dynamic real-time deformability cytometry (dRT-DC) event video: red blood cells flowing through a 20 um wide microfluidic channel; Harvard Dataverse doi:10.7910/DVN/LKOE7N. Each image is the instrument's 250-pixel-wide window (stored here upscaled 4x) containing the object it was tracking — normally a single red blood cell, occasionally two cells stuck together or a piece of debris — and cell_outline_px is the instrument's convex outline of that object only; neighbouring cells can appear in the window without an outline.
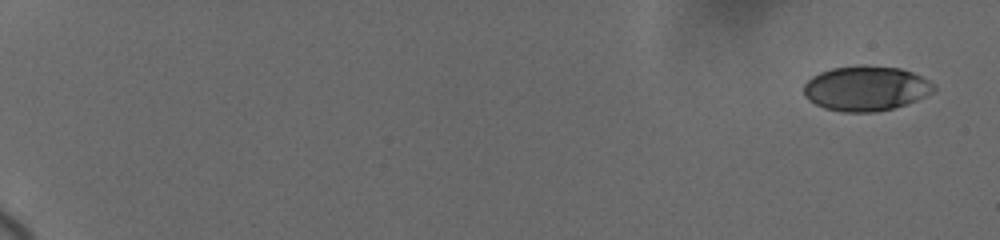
{"species": "human", "species_latin": "Homo sapiens", "temperature_condition": "cold", "stored_images_in_passage": 17, "camera_frame_rate_fps": 3000, "um_per_image_px": 0.085, "donor": {"sex": "female"}, "frame": {"image": 1, "passage_image": 1, "time_ms": 0.0, "image_size_px": [1000, 240], "cell_outline_px": [[936, 92], [916, 100], [892, 108], [872, 112], [844, 112], [824, 108], [808, 100], [804, 96], [804, 84], [812, 76], [820, 72], [832, 68], [864, 64], [900, 68], [912, 72], [936, 84]], "centroid_in_image_um": [73.61, 7.5], "position_along_channel_um": 11.4, "area_um2": 34.22}}
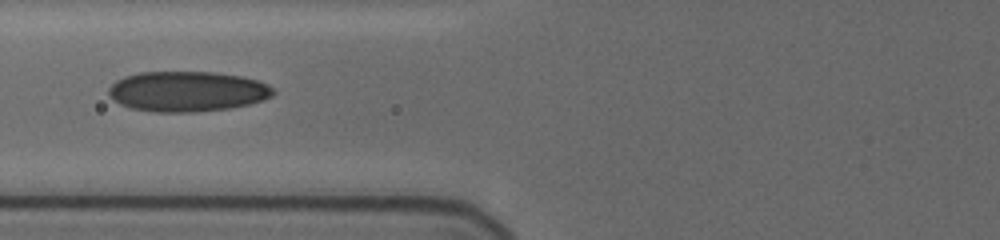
{"frame": {"image": 2, "passage_image": 10, "time_ms": 8.333, "image_size_px": [1000, 240], "cell_outline_px": [[276, 92], [272, 96], [248, 104], [232, 108], [196, 112], [156, 112], [132, 108], [120, 104], [108, 92], [108, 88], [116, 80], [124, 76], [140, 72], [216, 72], [240, 76], [256, 80], [268, 84]], "centroid_in_image_um": [15.92, 7.77], "position_along_channel_um": 109.9, "area_um2": 38.55}}
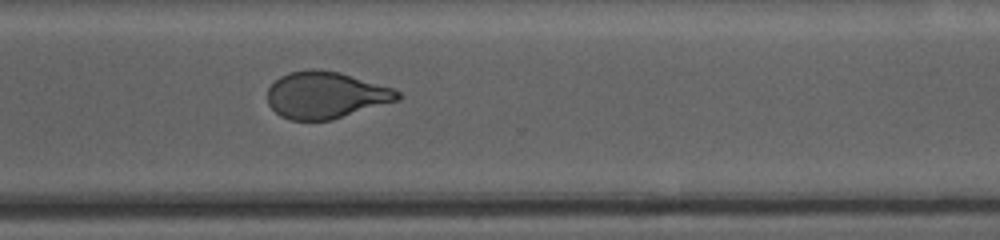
{"frame": {"image": 3, "passage_image": 17, "time_ms": 14.667, "image_size_px": [1000, 240], "cell_outline_px": [[404, 96], [400, 100], [332, 120], [292, 120], [280, 116], [268, 104], [268, 88], [280, 76], [288, 72], [312, 68], [316, 68], [340, 72], [392, 88], [400, 92]], "centroid_in_image_um": [27.71, 8.08], "position_along_channel_um": 342.9, "area_um2": 35.72}}